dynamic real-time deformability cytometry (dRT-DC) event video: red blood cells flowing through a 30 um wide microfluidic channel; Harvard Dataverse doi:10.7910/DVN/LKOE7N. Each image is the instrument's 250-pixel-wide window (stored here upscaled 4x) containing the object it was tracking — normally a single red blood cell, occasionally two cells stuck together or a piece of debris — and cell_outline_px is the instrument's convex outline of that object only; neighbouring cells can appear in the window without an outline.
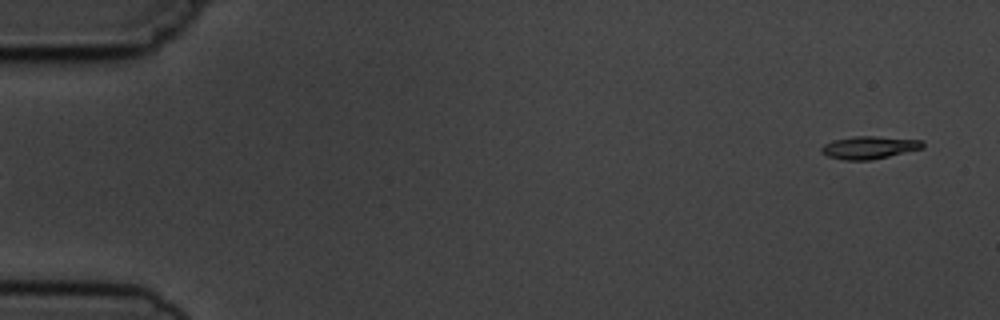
{"species": "common noctule bat (a hibernating species)", "species_latin": "Nyctalus noctula", "temperature_condition": "cold", "stored_images_in_passage": 6, "segment_of_instrument_passage": [2, 2], "camera_frame_rate_fps": 3000, "um_per_image_px": 0.085, "animal": {"sex": "male", "body_mass_g": 19.5, "forearm_length_mm": 54.6}, "frame": {"image": 1, "passage_image": 6, "time_ms": 6.333, "image_size_px": [1000, 320], "cell_outline_px": [[924, 148], [872, 160], [844, 160], [828, 156], [820, 152], [820, 148], [824, 144], [832, 140], [856, 136], [872, 136], [924, 140]], "centroid_in_image_um": [73.88, 12.54], "position_along_channel_um": 11.1, "area_um2": 13.47}}